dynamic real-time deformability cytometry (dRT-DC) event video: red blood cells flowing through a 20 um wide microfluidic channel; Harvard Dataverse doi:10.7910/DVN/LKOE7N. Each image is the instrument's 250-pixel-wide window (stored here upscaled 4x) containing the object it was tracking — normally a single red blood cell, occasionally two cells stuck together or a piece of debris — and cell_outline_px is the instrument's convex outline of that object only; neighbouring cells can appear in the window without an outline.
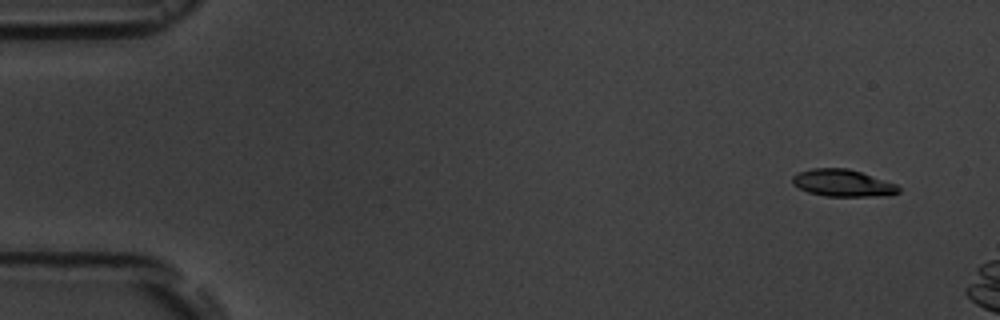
{"species": "common noctule bat (a hibernating species)", "species_latin": "Nyctalus noctula", "temperature_condition": "room temperature", "stored_images_in_passage": 4, "camera_frame_rate_fps": 3000, "um_per_image_px": 0.085, "animal": {"sex": "male", "body_mass_g": 19.5, "forearm_length_mm": 54.6}, "frame": {"image": 1, "passage_image": 1, "time_ms": 0.0, "image_size_px": [1000, 320], "cell_outline_px": [[900, 192], [888, 196], [824, 196], [808, 192], [792, 184], [792, 176], [796, 172], [812, 168], [848, 168], [896, 184], [900, 188]], "centroid_in_image_um": [71.61, 15.56], "position_along_channel_um": 13.4, "area_um2": 16.82}}